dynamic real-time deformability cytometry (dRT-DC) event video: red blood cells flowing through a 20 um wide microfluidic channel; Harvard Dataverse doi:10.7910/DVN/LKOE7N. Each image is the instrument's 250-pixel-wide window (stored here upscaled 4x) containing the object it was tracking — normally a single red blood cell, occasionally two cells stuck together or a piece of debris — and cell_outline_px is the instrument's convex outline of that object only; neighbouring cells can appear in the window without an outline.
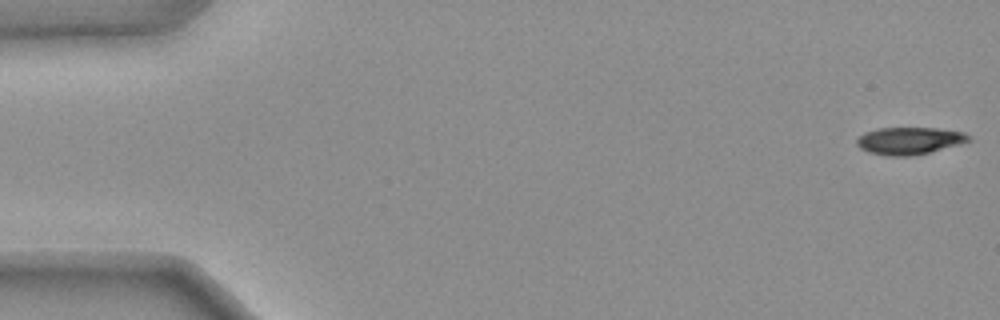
{"species": "common noctule bat (a hibernating species)", "species_latin": "Nyctalus noctula", "temperature_condition": "warm", "stored_images_in_passage": 48, "camera_frame_rate_fps": 3000, "um_per_image_px": 0.085, "animal": {"sex": "female", "body_mass_g": 25.1}, "frame": {"image": 1, "passage_image": 1, "time_ms": 0.0, "image_size_px": [1000, 320], "cell_outline_px": [[972, 140], [928, 152], [908, 156], [888, 156], [868, 152], [860, 148], [856, 144], [856, 140], [864, 132], [876, 128], [936, 128], [964, 132], [972, 136]], "centroid_in_image_um": [77.27, 11.95], "position_along_channel_um": 7.7, "area_um2": 17.69}}
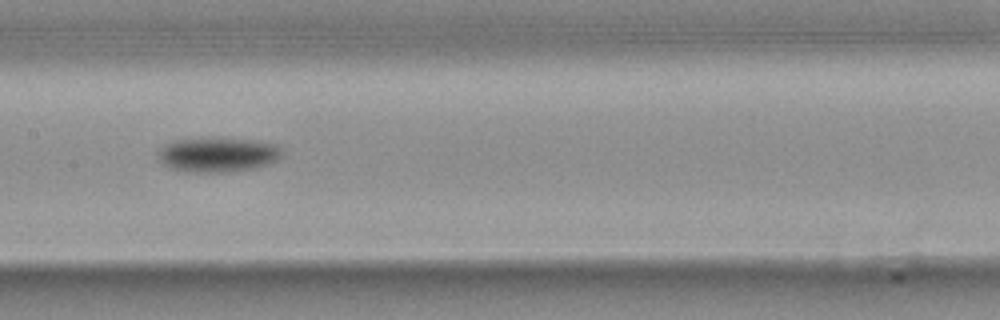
{"frame": {"image": 2, "passage_image": 27, "time_ms": 8.667, "image_size_px": [1000, 320], "cell_outline_px": [[284, 152], [276, 160], [252, 168], [224, 172], [184, 172], [172, 168], [164, 164], [156, 156], [156, 152], [164, 144], [172, 140], [244, 140], [276, 144]], "centroid_in_image_um": [18.43, 13.18], "position_along_channel_um": 189.0, "area_um2": 24.16}}
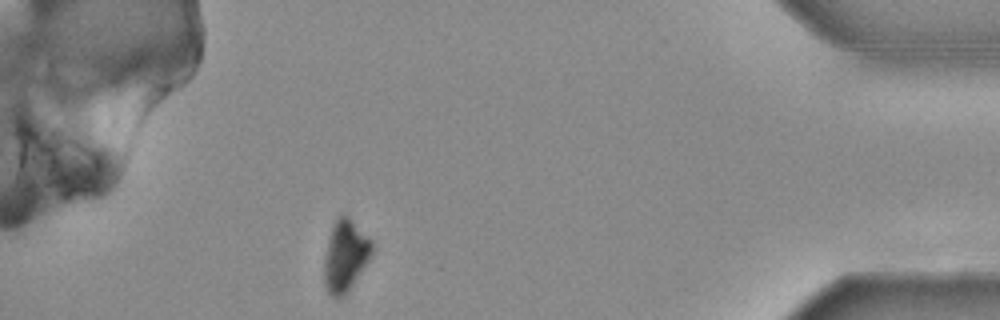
{"frame": {"image": 3, "passage_image": 48, "time_ms": 15.667, "image_size_px": [1000, 320], "cell_outline_px": [[372, 256], [348, 292], [340, 300], [336, 300], [328, 292], [324, 284], [324, 260], [328, 240], [332, 224], [336, 216], [340, 212], [344, 212], [372, 240]], "centroid_in_image_um": [29.34, 21.73], "position_along_channel_um": 405.9, "area_um2": 20.4}, "authors_computed_cell_mechanics": {"area_um2": 21.6172, "velocity_mm_per_s": 3.7627, "shape_relaxation_time_tau1_ms": 3.4655, "shape_relaxation_time_tau2_ms": null, "deformation_change_tau1": 0.1608, "deformation_change_tau2": null}}